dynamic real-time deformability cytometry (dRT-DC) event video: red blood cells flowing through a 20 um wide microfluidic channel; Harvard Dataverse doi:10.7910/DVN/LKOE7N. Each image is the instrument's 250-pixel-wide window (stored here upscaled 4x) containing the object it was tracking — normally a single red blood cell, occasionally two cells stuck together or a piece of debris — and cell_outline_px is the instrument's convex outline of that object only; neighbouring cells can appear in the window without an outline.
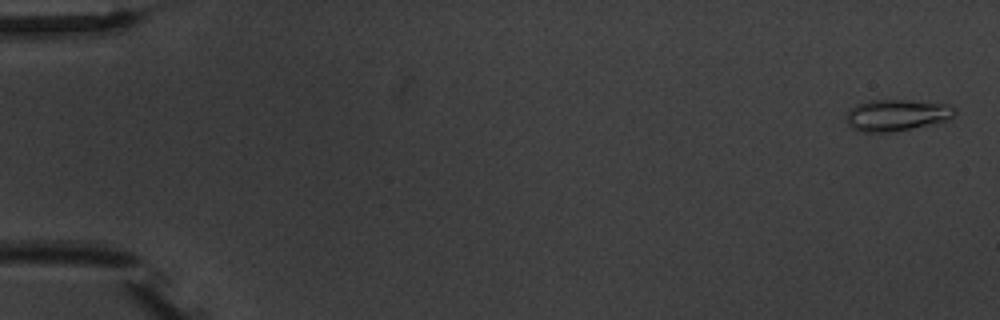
{"species": "common noctule bat (a hibernating species)", "species_latin": "Nyctalus noctula", "temperature_condition": "warm", "stored_images_in_passage": 4, "camera_frame_rate_fps": 3000, "um_per_image_px": 0.085, "animal": {"sex": "male", "body_mass_g": 20.1, "forearm_length_mm": 53.5}, "frame": {"image": 1, "passage_image": 1, "time_ms": 0.0, "image_size_px": [1000, 320], "cell_outline_px": [[956, 112], [948, 120], [912, 128], [892, 132], [860, 132], [848, 124], [844, 120], [844, 116], [848, 108], [856, 104], [868, 100], [912, 100], [948, 104], [956, 108]], "centroid_in_image_um": [76.16, 9.77], "position_along_channel_um": 8.8, "area_um2": 20.23}}